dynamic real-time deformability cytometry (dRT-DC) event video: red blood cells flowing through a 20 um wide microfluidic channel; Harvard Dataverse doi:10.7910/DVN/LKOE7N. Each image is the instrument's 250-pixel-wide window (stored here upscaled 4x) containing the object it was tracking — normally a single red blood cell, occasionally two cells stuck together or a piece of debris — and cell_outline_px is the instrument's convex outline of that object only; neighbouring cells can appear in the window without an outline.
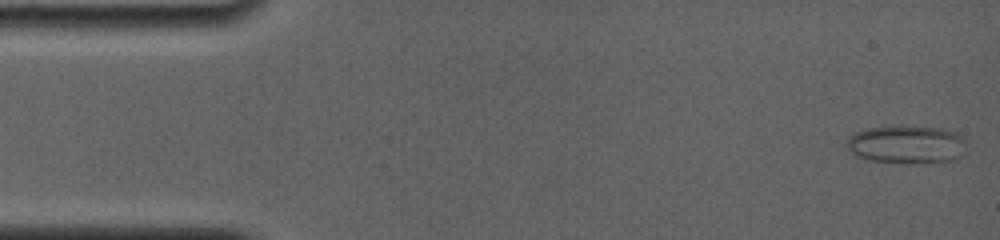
{"species": "common noctule bat (a hibernating species)", "species_latin": "Nyctalus noctula", "temperature_condition": "room temperature", "stored_images_in_passage": 33, "camera_frame_rate_fps": 4000, "um_per_image_px": 0.085, "animal": {"sex": "female", "body_mass_g": 19.0, "forearm_length_mm": 56.7}, "frame": {"image": 1, "passage_image": 1, "time_ms": 0.0, "image_size_px": [1000, 240], "cell_outline_px": [[964, 156], [960, 160], [924, 164], [904, 164], [868, 160], [852, 152], [844, 144], [848, 136], [864, 128], [896, 124], [908, 124], [944, 128], [956, 132], [960, 136]], "centroid_in_image_um": [77.05, 12.27], "position_along_channel_um": 8.0, "area_um2": 27.8}}
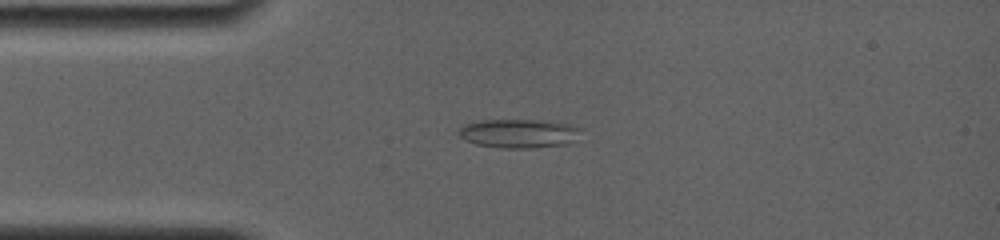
{"frame": {"image": 2, "passage_image": 16, "time_ms": 3.5, "image_size_px": [1000, 240], "cell_outline_px": [[580, 128], [568, 144], [536, 148], [500, 148], [476, 144], [460, 136], [460, 128], [464, 124], [484, 120], [536, 120], [568, 124]], "centroid_in_image_um": [44.05, 11.35], "position_along_channel_um": 40.9, "area_um2": 20.06}}